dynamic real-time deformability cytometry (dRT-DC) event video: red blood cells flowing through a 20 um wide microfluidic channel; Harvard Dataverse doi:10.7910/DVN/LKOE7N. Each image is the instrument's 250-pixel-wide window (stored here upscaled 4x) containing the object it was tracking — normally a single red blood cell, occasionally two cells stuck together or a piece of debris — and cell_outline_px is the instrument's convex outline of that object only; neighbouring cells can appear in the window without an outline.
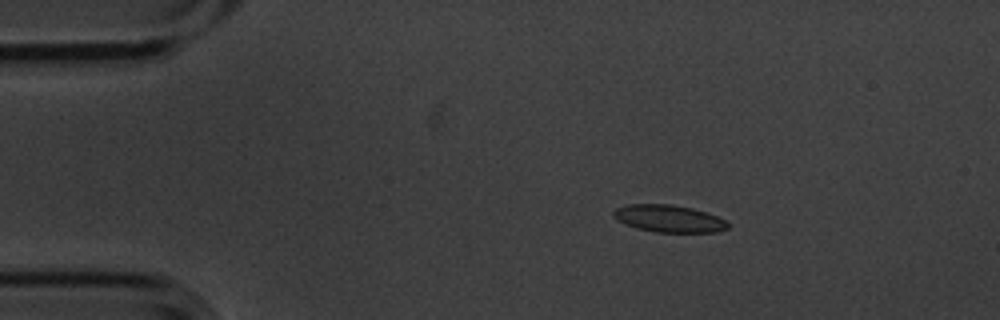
{"species": "common noctule bat (a hibernating species)", "species_latin": "Nyctalus noctula", "temperature_condition": "cold", "stored_images_in_passage": 9, "camera_frame_rate_fps": 3000, "um_per_image_px": 0.085, "animal": {"sex": "male", "body_mass_g": 20.1, "forearm_length_mm": 53.5}, "frame": {"image": 1, "passage_image": 3, "time_ms": 0.667, "image_size_px": [1000, 320], "cell_outline_px": [[728, 228], [716, 232], [656, 232], [636, 228], [624, 224], [616, 220], [612, 216], [612, 212], [616, 208], [628, 204], [672, 204], [692, 208], [716, 216], [724, 220], [728, 224]], "centroid_in_image_um": [56.79, 18.58], "position_along_channel_um": 28.2, "area_um2": 18.15}}
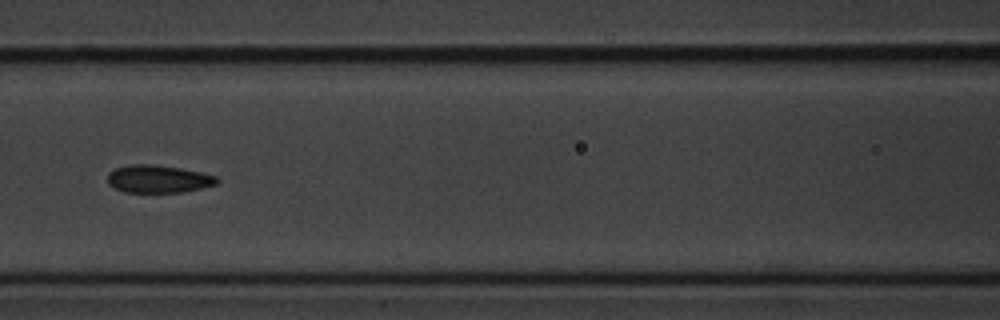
{"frame": {"image": 2, "passage_image": 7, "time_ms": 2.0, "image_size_px": [1000, 320], "cell_outline_px": [[220, 180], [216, 184], [200, 188], [180, 192], [124, 192], [108, 184], [108, 172], [116, 168], [132, 164], [156, 164], [180, 168], [200, 172], [216, 176]], "centroid_in_image_um": [13.44, 15.2], "position_along_channel_um": 153.2, "area_um2": 17.57}}
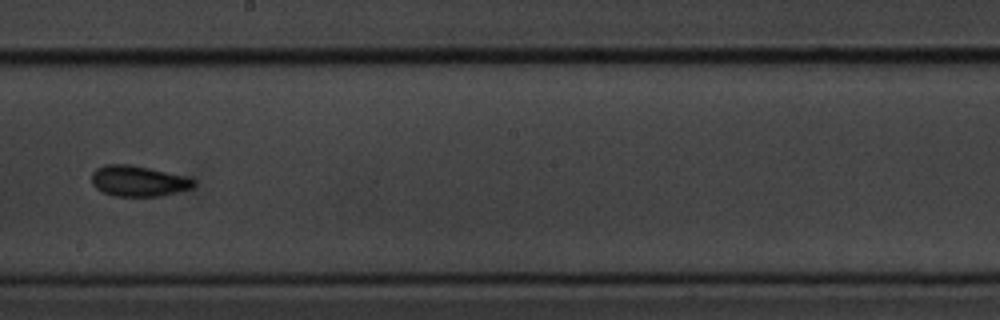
{"frame": {"image": 3, "passage_image": 9, "time_ms": 2.667, "image_size_px": [1000, 320], "cell_outline_px": [[196, 184], [192, 188], [160, 196], [116, 196], [104, 192], [96, 188], [92, 184], [92, 172], [96, 168], [104, 164], [132, 164], [184, 176], [196, 180]], "centroid_in_image_um": [11.75, 15.38], "position_along_channel_um": 236.5, "area_um2": 18.26}}